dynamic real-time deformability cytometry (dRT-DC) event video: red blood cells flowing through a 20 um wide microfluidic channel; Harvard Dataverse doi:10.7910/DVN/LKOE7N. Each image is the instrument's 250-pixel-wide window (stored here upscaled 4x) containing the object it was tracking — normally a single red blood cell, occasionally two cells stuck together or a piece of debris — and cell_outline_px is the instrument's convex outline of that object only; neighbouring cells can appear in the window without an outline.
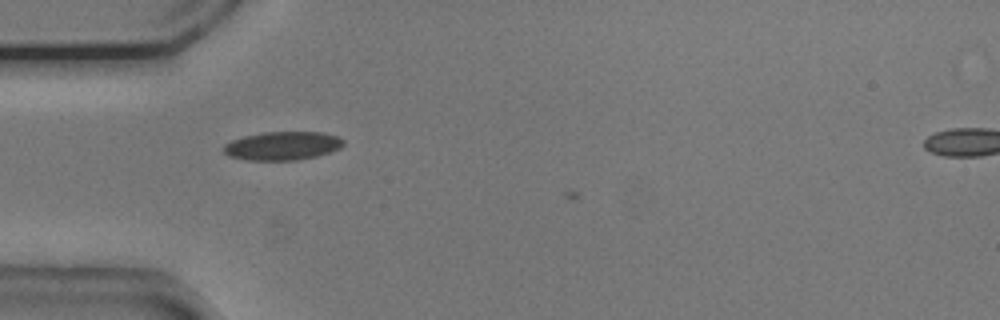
{"species": "common noctule bat (a hibernating species)", "species_latin": "Nyctalus noctula", "temperature_condition": "cold", "stored_images_in_passage": 9, "camera_frame_rate_fps": 3000, "um_per_image_px": 0.085, "animal": {"sex": "male", "body_mass_g": 20.5, "forearm_length_mm": 52.5}, "frame": {"image": 1, "passage_image": 7, "time_ms": 2.0, "image_size_px": [1000, 320], "cell_outline_px": [[344, 144], [340, 148], [316, 156], [296, 160], [248, 160], [228, 156], [224, 152], [224, 144], [232, 140], [244, 136], [264, 132], [324, 132], [336, 136], [344, 140]], "centroid_in_image_um": [24.0, 12.39], "position_along_channel_um": 61.0, "area_um2": 19.83}}